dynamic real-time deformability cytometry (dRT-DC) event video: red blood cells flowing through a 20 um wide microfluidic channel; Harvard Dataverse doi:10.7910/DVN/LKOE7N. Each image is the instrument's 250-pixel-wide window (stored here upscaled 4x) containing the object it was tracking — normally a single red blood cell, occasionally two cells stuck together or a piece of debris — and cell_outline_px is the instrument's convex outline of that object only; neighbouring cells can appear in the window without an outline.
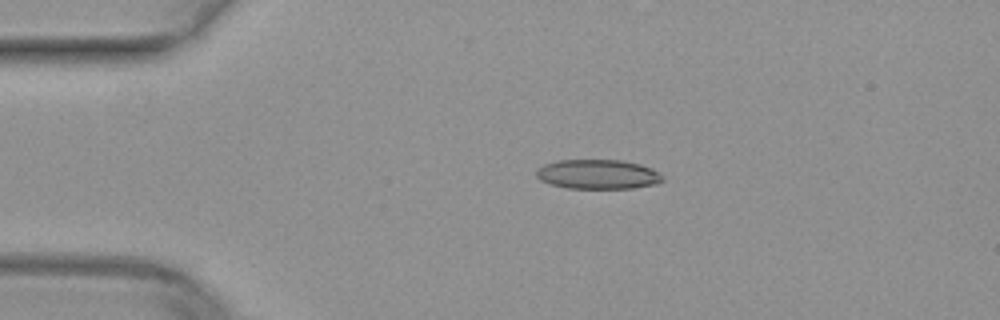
{"species": "common noctule bat (a hibernating species)", "species_latin": "Nyctalus noctula", "temperature_condition": "warm", "stored_images_in_passage": 41, "camera_frame_rate_fps": 3000, "um_per_image_px": 0.085, "animal": {"sex": "female", "body_mass_g": 29.2, "forearm_length_mm": 56.3}, "frame": {"image": 1, "passage_image": 1, "time_ms": 0.0, "image_size_px": [1000, 320], "cell_outline_px": [[664, 180], [656, 184], [632, 188], [568, 188], [548, 184], [540, 180], [536, 176], [536, 168], [544, 164], [556, 160], [620, 160], [640, 164], [652, 168], [660, 172], [664, 176]], "centroid_in_image_um": [50.81, 14.81], "position_along_channel_um": 34.2, "area_um2": 21.96}}
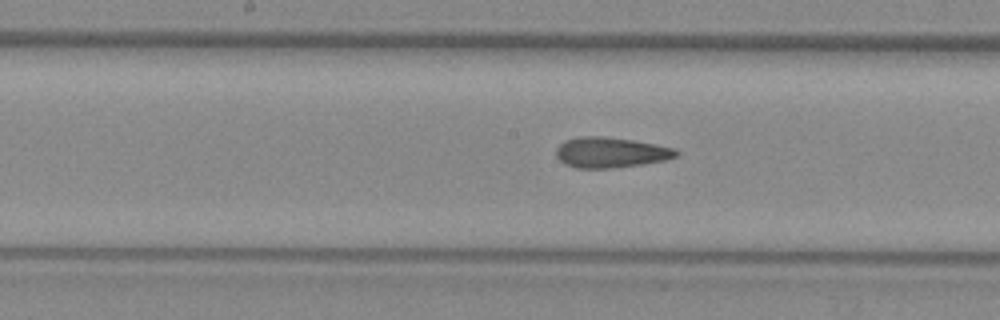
{"frame": {"image": 2, "passage_image": 16, "time_ms": 5.0, "image_size_px": [1000, 320], "cell_outline_px": [[680, 152], [676, 156], [664, 160], [644, 164], [612, 168], [576, 168], [564, 164], [556, 156], [556, 148], [564, 140], [580, 136], [604, 136], [632, 140], [676, 148]], "centroid_in_image_um": [51.89, 12.96], "position_along_channel_um": 196.3, "area_um2": 21.39}}
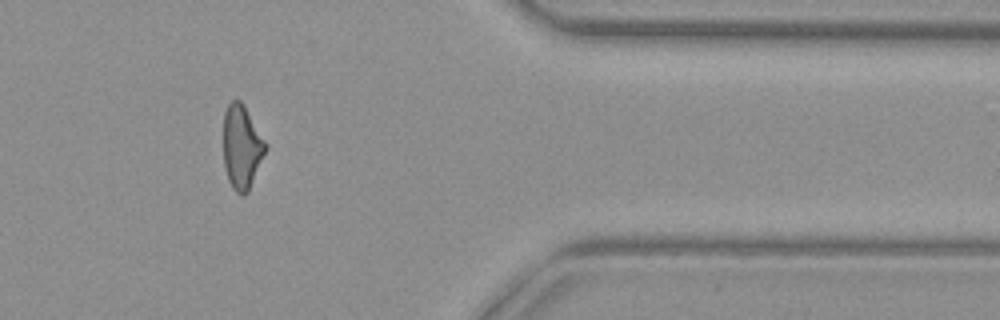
{"frame": {"image": 3, "passage_image": 32, "time_ms": 10.333, "image_size_px": [1000, 320], "cell_outline_px": [[268, 148], [248, 192], [244, 196], [240, 196], [232, 188], [228, 180], [224, 168], [224, 112], [228, 104], [232, 100], [240, 100], [244, 104], [268, 144]], "centroid_in_image_um": [20.57, 12.51], "position_along_channel_um": 390.8, "area_um2": 20.98}}